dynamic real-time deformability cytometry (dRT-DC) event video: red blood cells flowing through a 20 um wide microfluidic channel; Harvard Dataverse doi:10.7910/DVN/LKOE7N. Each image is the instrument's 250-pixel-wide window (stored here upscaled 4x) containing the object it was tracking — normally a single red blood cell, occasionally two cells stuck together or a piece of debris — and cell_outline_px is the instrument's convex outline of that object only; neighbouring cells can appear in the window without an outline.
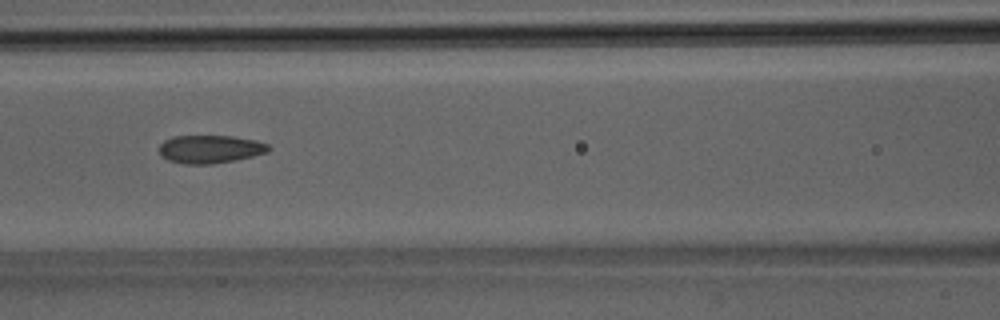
{"species": "Egyptian fruit bat (a non-hibernating species)", "species_latin": "Rousettus aegyptiacus", "temperature_condition": "room temperature", "stored_images_in_passage": 35, "camera_frame_rate_fps": 3000, "um_per_image_px": 0.085, "animal": {"sex": "male"}, "frame": {"image": 1, "passage_image": 13, "time_ms": 4.0, "image_size_px": [1000, 320], "cell_outline_px": [[272, 148], [268, 152], [252, 156], [212, 164], [184, 164], [168, 160], [160, 156], [160, 144], [164, 140], [172, 136], [232, 136], [256, 140], [268, 144]], "centroid_in_image_um": [17.85, 12.67], "position_along_channel_um": 148.7, "area_um2": 17.92}}
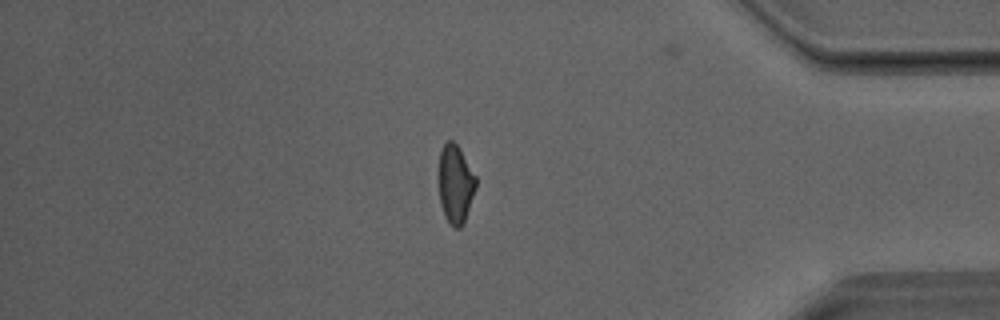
{"frame": {"image": 2, "passage_image": 29, "time_ms": 9.333, "image_size_px": [1000, 320], "cell_outline_px": [[476, 188], [464, 224], [460, 228], [456, 228], [444, 216], [440, 204], [440, 152], [444, 144], [448, 140], [452, 140], [460, 148], [476, 176]], "centroid_in_image_um": [38.74, 15.65], "position_along_channel_um": 396.5, "area_um2": 16.82}}
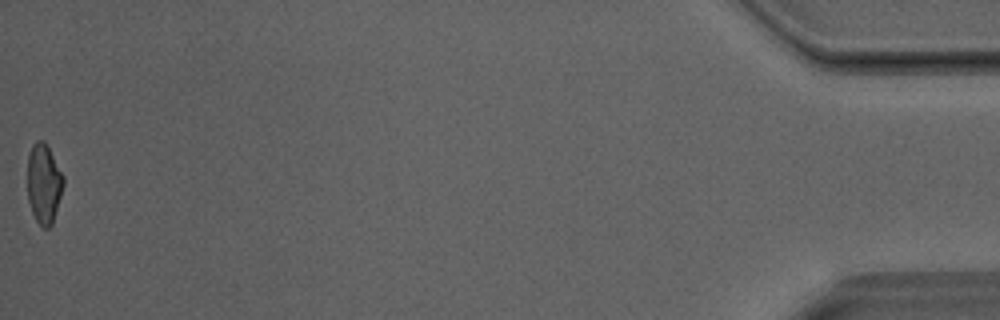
{"frame": {"image": 3, "passage_image": 35, "time_ms": 11.333, "image_size_px": [1000, 320], "cell_outline_px": [[64, 184], [52, 224], [48, 228], [44, 228], [36, 220], [32, 212], [28, 200], [28, 156], [32, 144], [36, 140], [44, 140], [64, 176]], "centroid_in_image_um": [3.72, 15.59], "position_along_channel_um": 431.5, "area_um2": 16.59}}